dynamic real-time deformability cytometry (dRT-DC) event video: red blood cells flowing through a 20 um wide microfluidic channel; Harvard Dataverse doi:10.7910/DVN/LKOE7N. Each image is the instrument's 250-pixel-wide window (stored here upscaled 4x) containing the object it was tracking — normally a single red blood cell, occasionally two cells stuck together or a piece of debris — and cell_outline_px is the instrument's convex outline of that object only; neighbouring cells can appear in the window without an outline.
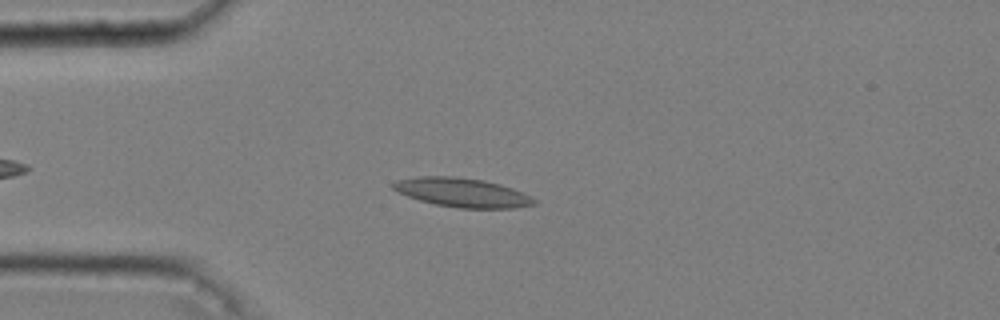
{"species": "common noctule bat (a hibernating species)", "species_latin": "Nyctalus noctula", "temperature_condition": "cold", "stored_images_in_passage": 48, "camera_frame_rate_fps": 3000, "um_per_image_px": 0.085, "animal": {"sex": "male", "body_mass_g": 20.4}, "frame": {"image": 1, "passage_image": 9, "time_ms": 2.667, "image_size_px": [1000, 320], "cell_outline_px": [[536, 204], [516, 208], [460, 208], [436, 204], [420, 200], [396, 192], [392, 188], [392, 184], [396, 180], [416, 176], [452, 176], [484, 180], [500, 184], [524, 192], [532, 196], [536, 200]], "centroid_in_image_um": [39.3, 16.36], "position_along_channel_um": 45.7, "area_um2": 23.99}}
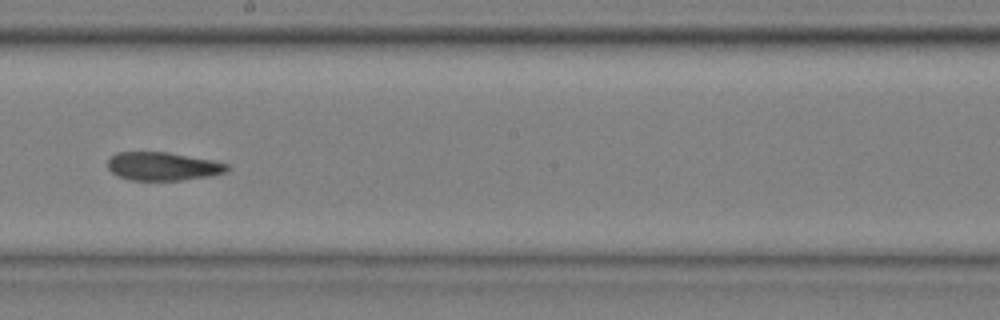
{"frame": {"image": 2, "passage_image": 26, "time_ms": 8.333, "image_size_px": [1000, 320], "cell_outline_px": [[232, 168], [228, 172], [212, 176], [180, 180], [128, 180], [112, 172], [108, 168], [108, 160], [116, 152], [168, 152], [212, 160], [228, 164]], "centroid_in_image_um": [13.9, 14.14], "position_along_channel_um": 234.3, "area_um2": 19.83}}
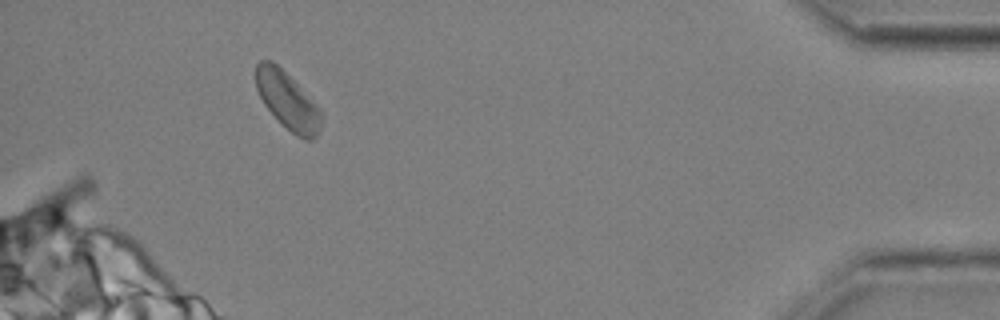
{"frame": {"image": 3, "passage_image": 45, "time_ms": 14.667, "image_size_px": [1000, 320], "cell_outline_px": [[324, 116], [320, 128], [316, 136], [312, 140], [304, 140], [296, 136], [264, 104], [256, 88], [256, 64], [260, 60], [272, 60], [296, 84]], "centroid_in_image_um": [24.43, 8.57], "position_along_channel_um": 410.8, "area_um2": 20.98}, "authors_computed_cell_mechanics": {"area_um2": 21.2415, "velocity_mm_per_s": 3.6084, "shape_relaxation_time_tau1_ms": 6.754, "shape_relaxation_time_tau2_ms": 3.6212, "deformation_change_tau1": 0.151, "deformation_change_tau2": 0.1087}}